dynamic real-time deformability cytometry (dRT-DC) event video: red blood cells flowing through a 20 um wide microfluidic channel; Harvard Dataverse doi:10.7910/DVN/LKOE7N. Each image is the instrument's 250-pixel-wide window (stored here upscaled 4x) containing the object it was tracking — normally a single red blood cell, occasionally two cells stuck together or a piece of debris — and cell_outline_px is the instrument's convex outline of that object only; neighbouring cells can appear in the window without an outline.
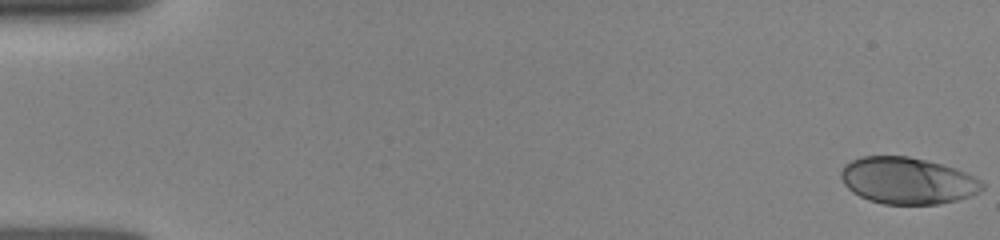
{"species": "human", "species_latin": "Homo sapiens", "temperature_condition": "room temperature", "stored_images_in_passage": 31, "camera_frame_rate_fps": 3000, "um_per_image_px": 0.085, "donor": {"sex": "female"}, "frame": {"image": 1, "passage_image": 1, "time_ms": 0.0, "image_size_px": [1000, 240], "cell_outline_px": [[984, 188], [980, 192], [972, 196], [940, 204], [884, 204], [868, 200], [852, 192], [844, 184], [840, 176], [840, 172], [844, 164], [860, 156], [908, 156], [944, 164], [956, 168], [980, 180], [984, 184]], "centroid_in_image_um": [77.13, 15.35], "position_along_channel_um": 7.9, "area_um2": 38.67}}
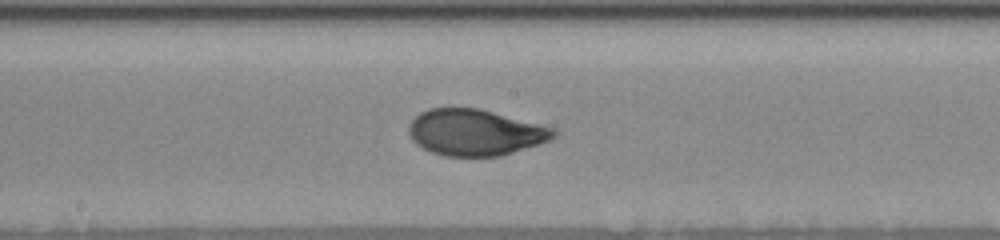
{"frame": {"image": 2, "passage_image": 17, "time_ms": 8.667, "image_size_px": [1000, 240], "cell_outline_px": [[560, 132], [556, 136], [540, 144], [500, 156], [444, 156], [432, 152], [416, 144], [412, 140], [408, 132], [408, 128], [412, 120], [420, 112], [428, 108], [476, 108], [556, 128]], "centroid_in_image_um": [40.4, 11.26], "position_along_channel_um": 207.8, "area_um2": 38.96}}
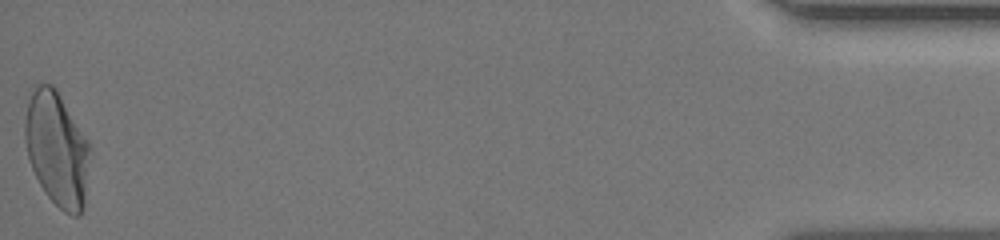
{"frame": {"image": 3, "passage_image": 31, "time_ms": 16.333, "image_size_px": [1000, 240], "cell_outline_px": [[88, 152], [84, 204], [80, 216], [72, 216], [64, 212], [48, 196], [40, 184], [32, 168], [28, 156], [24, 140], [24, 120], [28, 100], [36, 84], [52, 84], [56, 88], [88, 140]], "centroid_in_image_um": [4.8, 12.63], "position_along_channel_um": 430.4, "area_um2": 42.71}}